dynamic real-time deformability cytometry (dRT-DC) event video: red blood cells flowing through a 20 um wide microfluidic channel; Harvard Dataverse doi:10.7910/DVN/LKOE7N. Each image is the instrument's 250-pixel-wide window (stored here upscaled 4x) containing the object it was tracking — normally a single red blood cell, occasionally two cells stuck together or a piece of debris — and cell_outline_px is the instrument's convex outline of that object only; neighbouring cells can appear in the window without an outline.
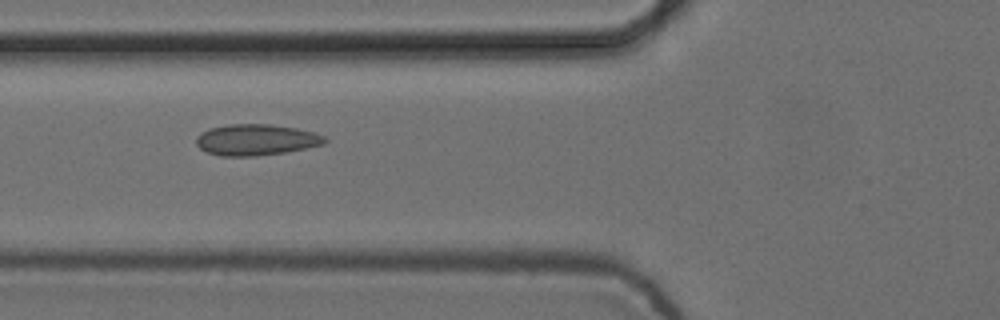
{"species": "common noctule bat (a hibernating species)", "species_latin": "Nyctalus noctula", "temperature_condition": "cold", "stored_images_in_passage": 10, "camera_frame_rate_fps": 3000, "um_per_image_px": 0.085, "animal": {"sex": "female", "body_mass_g": 24.6, "forearm_length_mm": 56.2}, "frame": {"image": 1, "passage_image": 6, "time_ms": 1.667, "image_size_px": [1000, 320], "cell_outline_px": [[328, 140], [324, 144], [284, 152], [256, 156], [220, 156], [208, 152], [200, 148], [196, 144], [196, 136], [200, 132], [208, 128], [232, 124], [272, 124], [296, 128], [312, 132], [324, 136]], "centroid_in_image_um": [21.73, 11.87], "position_along_channel_um": 104.1, "area_um2": 23.29}}
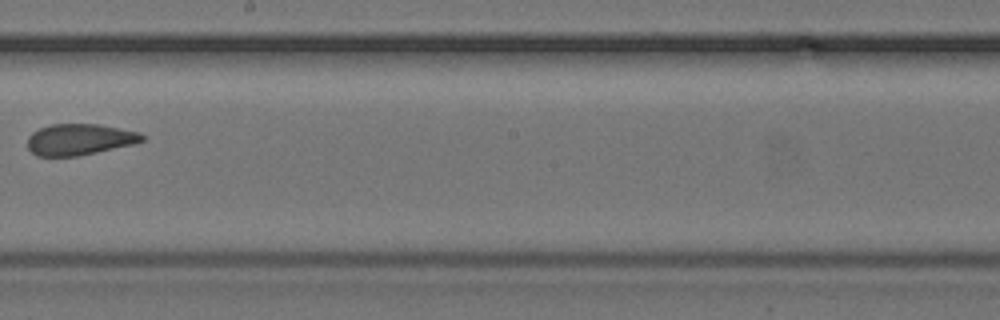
{"frame": {"image": 2, "passage_image": 9, "time_ms": 2.667, "image_size_px": [1000, 320], "cell_outline_px": [[144, 140], [132, 144], [96, 152], [76, 156], [36, 156], [28, 148], [28, 136], [32, 132], [40, 128], [52, 124], [96, 124], [140, 132], [144, 136]], "centroid_in_image_um": [6.73, 11.85], "position_along_channel_um": 241.5, "area_um2": 20.63}}
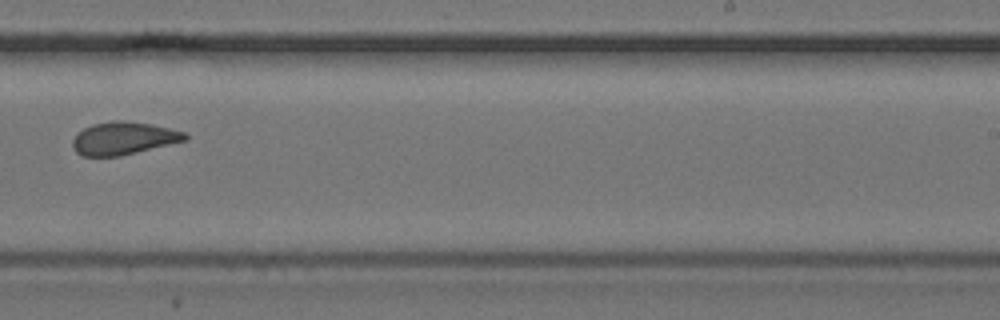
{"frame": {"image": 3, "passage_image": 10, "time_ms": 3.0, "image_size_px": [1000, 320], "cell_outline_px": [[188, 140], [120, 156], [80, 156], [72, 148], [72, 140], [76, 132], [92, 124], [112, 120], [124, 120], [152, 124], [184, 132], [188, 136]], "centroid_in_image_um": [10.46, 11.75], "position_along_channel_um": 278.5, "area_um2": 21.68}}